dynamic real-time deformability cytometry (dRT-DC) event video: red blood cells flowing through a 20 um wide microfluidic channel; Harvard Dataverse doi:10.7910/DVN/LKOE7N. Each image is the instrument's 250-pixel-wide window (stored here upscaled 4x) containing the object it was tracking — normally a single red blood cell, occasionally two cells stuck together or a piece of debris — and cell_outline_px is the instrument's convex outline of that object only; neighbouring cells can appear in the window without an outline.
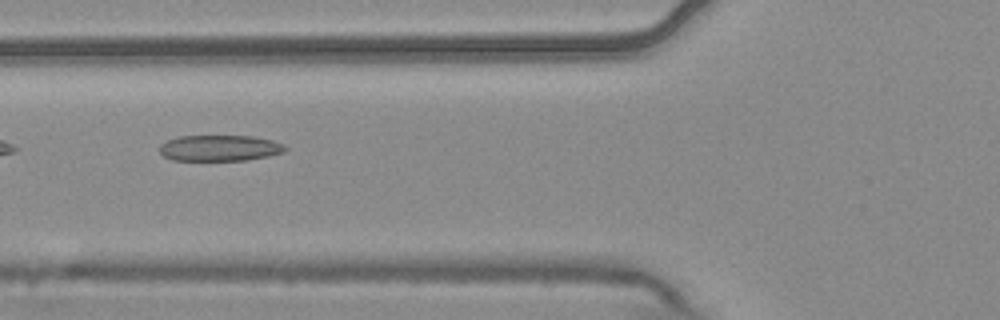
{"species": "common noctule bat (a hibernating species)", "species_latin": "Nyctalus noctula", "temperature_condition": "warm", "stored_images_in_passage": 6, "camera_frame_rate_fps": 3000, "um_per_image_px": 0.085, "animal": {"sex": "male", "body_mass_g": 20.4}, "frame": {"image": 1, "passage_image": 6, "time_ms": 1.667, "image_size_px": [1000, 320], "cell_outline_px": [[288, 148], [284, 152], [268, 156], [248, 160], [172, 160], [164, 156], [160, 152], [160, 144], [168, 140], [180, 136], [252, 136], [272, 140], [284, 144]], "centroid_in_image_um": [18.7, 12.58], "position_along_channel_um": 107.1, "area_um2": 19.02}}